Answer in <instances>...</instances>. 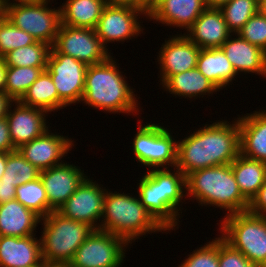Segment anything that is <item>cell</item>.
Listing matches in <instances>:
<instances>
[{"label":"cell","instance_id":"1","mask_svg":"<svg viewBox=\"0 0 266 267\" xmlns=\"http://www.w3.org/2000/svg\"><path fill=\"white\" fill-rule=\"evenodd\" d=\"M204 126L177 141L176 167L185 176L199 169L231 164L240 154L238 119L232 124L218 120Z\"/></svg>","mask_w":266,"mask_h":267},{"label":"cell","instance_id":"2","mask_svg":"<svg viewBox=\"0 0 266 267\" xmlns=\"http://www.w3.org/2000/svg\"><path fill=\"white\" fill-rule=\"evenodd\" d=\"M122 73L112 56L102 63L88 66L81 102L108 113L139 115L137 95Z\"/></svg>","mask_w":266,"mask_h":267},{"label":"cell","instance_id":"3","mask_svg":"<svg viewBox=\"0 0 266 267\" xmlns=\"http://www.w3.org/2000/svg\"><path fill=\"white\" fill-rule=\"evenodd\" d=\"M173 170L149 169L139 180L137 190L141 204L168 233L179 226V211L183 210L179 206L186 196V176L177 167Z\"/></svg>","mask_w":266,"mask_h":267},{"label":"cell","instance_id":"4","mask_svg":"<svg viewBox=\"0 0 266 267\" xmlns=\"http://www.w3.org/2000/svg\"><path fill=\"white\" fill-rule=\"evenodd\" d=\"M99 230L110 232L132 244L140 236L167 230L129 193L107 191Z\"/></svg>","mask_w":266,"mask_h":267},{"label":"cell","instance_id":"5","mask_svg":"<svg viewBox=\"0 0 266 267\" xmlns=\"http://www.w3.org/2000/svg\"><path fill=\"white\" fill-rule=\"evenodd\" d=\"M186 196L201 206H216L225 216L248 211L249 202L241 194L230 164L199 169L186 176Z\"/></svg>","mask_w":266,"mask_h":267},{"label":"cell","instance_id":"6","mask_svg":"<svg viewBox=\"0 0 266 267\" xmlns=\"http://www.w3.org/2000/svg\"><path fill=\"white\" fill-rule=\"evenodd\" d=\"M41 249L44 264L65 265L95 230L88 223L69 219L57 210L42 218Z\"/></svg>","mask_w":266,"mask_h":267},{"label":"cell","instance_id":"7","mask_svg":"<svg viewBox=\"0 0 266 267\" xmlns=\"http://www.w3.org/2000/svg\"><path fill=\"white\" fill-rule=\"evenodd\" d=\"M223 217L219 236L253 264L266 267V216L245 211Z\"/></svg>","mask_w":266,"mask_h":267},{"label":"cell","instance_id":"8","mask_svg":"<svg viewBox=\"0 0 266 267\" xmlns=\"http://www.w3.org/2000/svg\"><path fill=\"white\" fill-rule=\"evenodd\" d=\"M50 0L38 3L4 5V16L14 26L30 34L36 41L53 46L61 26L60 7H48Z\"/></svg>","mask_w":266,"mask_h":267},{"label":"cell","instance_id":"9","mask_svg":"<svg viewBox=\"0 0 266 267\" xmlns=\"http://www.w3.org/2000/svg\"><path fill=\"white\" fill-rule=\"evenodd\" d=\"M141 123L132 143L136 161L151 169L176 167L177 141L172 133L155 123Z\"/></svg>","mask_w":266,"mask_h":267},{"label":"cell","instance_id":"10","mask_svg":"<svg viewBox=\"0 0 266 267\" xmlns=\"http://www.w3.org/2000/svg\"><path fill=\"white\" fill-rule=\"evenodd\" d=\"M87 65L71 56L59 53L53 46L47 58L46 71L58 92V109L81 103Z\"/></svg>","mask_w":266,"mask_h":267},{"label":"cell","instance_id":"11","mask_svg":"<svg viewBox=\"0 0 266 267\" xmlns=\"http://www.w3.org/2000/svg\"><path fill=\"white\" fill-rule=\"evenodd\" d=\"M128 243L110 232L94 230L77 249L70 267H122Z\"/></svg>","mask_w":266,"mask_h":267},{"label":"cell","instance_id":"12","mask_svg":"<svg viewBox=\"0 0 266 267\" xmlns=\"http://www.w3.org/2000/svg\"><path fill=\"white\" fill-rule=\"evenodd\" d=\"M53 47L59 53L71 56L87 66L102 63L111 56L92 28L61 24Z\"/></svg>","mask_w":266,"mask_h":267},{"label":"cell","instance_id":"13","mask_svg":"<svg viewBox=\"0 0 266 267\" xmlns=\"http://www.w3.org/2000/svg\"><path fill=\"white\" fill-rule=\"evenodd\" d=\"M102 186L87 177L57 211L69 219L88 223L99 230L106 194V188Z\"/></svg>","mask_w":266,"mask_h":267},{"label":"cell","instance_id":"14","mask_svg":"<svg viewBox=\"0 0 266 267\" xmlns=\"http://www.w3.org/2000/svg\"><path fill=\"white\" fill-rule=\"evenodd\" d=\"M141 15L146 16L143 11L131 7L106 5L95 28L96 34L106 48L110 42L124 43L137 38L144 30L138 19Z\"/></svg>","mask_w":266,"mask_h":267},{"label":"cell","instance_id":"15","mask_svg":"<svg viewBox=\"0 0 266 267\" xmlns=\"http://www.w3.org/2000/svg\"><path fill=\"white\" fill-rule=\"evenodd\" d=\"M39 177L48 198V214L62 206L87 178L84 170L67 162L40 171Z\"/></svg>","mask_w":266,"mask_h":267},{"label":"cell","instance_id":"16","mask_svg":"<svg viewBox=\"0 0 266 267\" xmlns=\"http://www.w3.org/2000/svg\"><path fill=\"white\" fill-rule=\"evenodd\" d=\"M200 48L184 34L171 36L161 45L157 61L160 67V85L171 75L197 67ZM162 81V82H161Z\"/></svg>","mask_w":266,"mask_h":267},{"label":"cell","instance_id":"17","mask_svg":"<svg viewBox=\"0 0 266 267\" xmlns=\"http://www.w3.org/2000/svg\"><path fill=\"white\" fill-rule=\"evenodd\" d=\"M73 140L52 133L48 129L43 135L23 144L18 151L40 171L63 164V157L73 148Z\"/></svg>","mask_w":266,"mask_h":267},{"label":"cell","instance_id":"18","mask_svg":"<svg viewBox=\"0 0 266 267\" xmlns=\"http://www.w3.org/2000/svg\"><path fill=\"white\" fill-rule=\"evenodd\" d=\"M46 114L50 113L40 108L25 106L19 101H14L10 105L6 119L10 137L16 149L40 137L48 130Z\"/></svg>","mask_w":266,"mask_h":267},{"label":"cell","instance_id":"19","mask_svg":"<svg viewBox=\"0 0 266 267\" xmlns=\"http://www.w3.org/2000/svg\"><path fill=\"white\" fill-rule=\"evenodd\" d=\"M206 8L204 0H150L147 19L187 31Z\"/></svg>","mask_w":266,"mask_h":267},{"label":"cell","instance_id":"20","mask_svg":"<svg viewBox=\"0 0 266 267\" xmlns=\"http://www.w3.org/2000/svg\"><path fill=\"white\" fill-rule=\"evenodd\" d=\"M186 33L184 35L200 49L220 48L233 35L217 8H206Z\"/></svg>","mask_w":266,"mask_h":267},{"label":"cell","instance_id":"21","mask_svg":"<svg viewBox=\"0 0 266 267\" xmlns=\"http://www.w3.org/2000/svg\"><path fill=\"white\" fill-rule=\"evenodd\" d=\"M0 236V267H41V238Z\"/></svg>","mask_w":266,"mask_h":267},{"label":"cell","instance_id":"22","mask_svg":"<svg viewBox=\"0 0 266 267\" xmlns=\"http://www.w3.org/2000/svg\"><path fill=\"white\" fill-rule=\"evenodd\" d=\"M236 38L227 39L220 47L231 63L235 72L255 73L266 77V52L258 46L249 43L241 38L238 34Z\"/></svg>","mask_w":266,"mask_h":267},{"label":"cell","instance_id":"23","mask_svg":"<svg viewBox=\"0 0 266 267\" xmlns=\"http://www.w3.org/2000/svg\"><path fill=\"white\" fill-rule=\"evenodd\" d=\"M238 117L240 154L266 163V110Z\"/></svg>","mask_w":266,"mask_h":267},{"label":"cell","instance_id":"24","mask_svg":"<svg viewBox=\"0 0 266 267\" xmlns=\"http://www.w3.org/2000/svg\"><path fill=\"white\" fill-rule=\"evenodd\" d=\"M41 217L16 199L0 204V236L25 237L35 235Z\"/></svg>","mask_w":266,"mask_h":267},{"label":"cell","instance_id":"25","mask_svg":"<svg viewBox=\"0 0 266 267\" xmlns=\"http://www.w3.org/2000/svg\"><path fill=\"white\" fill-rule=\"evenodd\" d=\"M230 165L241 194L250 203L266 181V163L239 154Z\"/></svg>","mask_w":266,"mask_h":267},{"label":"cell","instance_id":"26","mask_svg":"<svg viewBox=\"0 0 266 267\" xmlns=\"http://www.w3.org/2000/svg\"><path fill=\"white\" fill-rule=\"evenodd\" d=\"M164 91L174 94L175 97L197 99L203 95H210L220 91L198 69L193 68L182 73L171 75L163 84ZM177 95V96H176ZM197 97V98H196Z\"/></svg>","mask_w":266,"mask_h":267},{"label":"cell","instance_id":"27","mask_svg":"<svg viewBox=\"0 0 266 267\" xmlns=\"http://www.w3.org/2000/svg\"><path fill=\"white\" fill-rule=\"evenodd\" d=\"M197 69L219 90L233 83L232 80L237 76L221 48L201 49L197 58Z\"/></svg>","mask_w":266,"mask_h":267},{"label":"cell","instance_id":"28","mask_svg":"<svg viewBox=\"0 0 266 267\" xmlns=\"http://www.w3.org/2000/svg\"><path fill=\"white\" fill-rule=\"evenodd\" d=\"M105 6L104 0H66L60 6L61 24L95 29Z\"/></svg>","mask_w":266,"mask_h":267},{"label":"cell","instance_id":"29","mask_svg":"<svg viewBox=\"0 0 266 267\" xmlns=\"http://www.w3.org/2000/svg\"><path fill=\"white\" fill-rule=\"evenodd\" d=\"M19 102L25 106L40 108L50 113L58 110V92L46 70L27 89Z\"/></svg>","mask_w":266,"mask_h":267},{"label":"cell","instance_id":"30","mask_svg":"<svg viewBox=\"0 0 266 267\" xmlns=\"http://www.w3.org/2000/svg\"><path fill=\"white\" fill-rule=\"evenodd\" d=\"M51 46L47 43H35L9 51L2 58L7 67H47V58Z\"/></svg>","mask_w":266,"mask_h":267},{"label":"cell","instance_id":"31","mask_svg":"<svg viewBox=\"0 0 266 267\" xmlns=\"http://www.w3.org/2000/svg\"><path fill=\"white\" fill-rule=\"evenodd\" d=\"M40 170L28 162L17 150L7 152L6 169L0 182H8L16 187L39 178Z\"/></svg>","mask_w":266,"mask_h":267},{"label":"cell","instance_id":"32","mask_svg":"<svg viewBox=\"0 0 266 267\" xmlns=\"http://www.w3.org/2000/svg\"><path fill=\"white\" fill-rule=\"evenodd\" d=\"M47 67H7L5 92L19 101Z\"/></svg>","mask_w":266,"mask_h":267},{"label":"cell","instance_id":"33","mask_svg":"<svg viewBox=\"0 0 266 267\" xmlns=\"http://www.w3.org/2000/svg\"><path fill=\"white\" fill-rule=\"evenodd\" d=\"M259 0H231L220 8L228 29L237 34L258 13Z\"/></svg>","mask_w":266,"mask_h":267},{"label":"cell","instance_id":"34","mask_svg":"<svg viewBox=\"0 0 266 267\" xmlns=\"http://www.w3.org/2000/svg\"><path fill=\"white\" fill-rule=\"evenodd\" d=\"M16 200L41 218L48 215V198L40 177L16 187Z\"/></svg>","mask_w":266,"mask_h":267},{"label":"cell","instance_id":"35","mask_svg":"<svg viewBox=\"0 0 266 267\" xmlns=\"http://www.w3.org/2000/svg\"><path fill=\"white\" fill-rule=\"evenodd\" d=\"M36 40L27 32L14 26L5 16L0 19V57L9 51L35 43Z\"/></svg>","mask_w":266,"mask_h":267},{"label":"cell","instance_id":"36","mask_svg":"<svg viewBox=\"0 0 266 267\" xmlns=\"http://www.w3.org/2000/svg\"><path fill=\"white\" fill-rule=\"evenodd\" d=\"M178 267H219L218 237L193 250Z\"/></svg>","mask_w":266,"mask_h":267},{"label":"cell","instance_id":"37","mask_svg":"<svg viewBox=\"0 0 266 267\" xmlns=\"http://www.w3.org/2000/svg\"><path fill=\"white\" fill-rule=\"evenodd\" d=\"M237 34L266 52V16L253 15Z\"/></svg>","mask_w":266,"mask_h":267},{"label":"cell","instance_id":"38","mask_svg":"<svg viewBox=\"0 0 266 267\" xmlns=\"http://www.w3.org/2000/svg\"><path fill=\"white\" fill-rule=\"evenodd\" d=\"M219 267H259L247 259L240 251L234 249L221 236L218 237Z\"/></svg>","mask_w":266,"mask_h":267},{"label":"cell","instance_id":"39","mask_svg":"<svg viewBox=\"0 0 266 267\" xmlns=\"http://www.w3.org/2000/svg\"><path fill=\"white\" fill-rule=\"evenodd\" d=\"M248 211L256 215L266 216V181L249 203Z\"/></svg>","mask_w":266,"mask_h":267},{"label":"cell","instance_id":"40","mask_svg":"<svg viewBox=\"0 0 266 267\" xmlns=\"http://www.w3.org/2000/svg\"><path fill=\"white\" fill-rule=\"evenodd\" d=\"M17 150L10 137L9 124L6 117L0 119V152Z\"/></svg>","mask_w":266,"mask_h":267},{"label":"cell","instance_id":"41","mask_svg":"<svg viewBox=\"0 0 266 267\" xmlns=\"http://www.w3.org/2000/svg\"><path fill=\"white\" fill-rule=\"evenodd\" d=\"M108 6H127L137 10H141L146 14L149 13V1L148 0H104Z\"/></svg>","mask_w":266,"mask_h":267},{"label":"cell","instance_id":"42","mask_svg":"<svg viewBox=\"0 0 266 267\" xmlns=\"http://www.w3.org/2000/svg\"><path fill=\"white\" fill-rule=\"evenodd\" d=\"M16 199V186L8 182H0V204Z\"/></svg>","mask_w":266,"mask_h":267},{"label":"cell","instance_id":"43","mask_svg":"<svg viewBox=\"0 0 266 267\" xmlns=\"http://www.w3.org/2000/svg\"><path fill=\"white\" fill-rule=\"evenodd\" d=\"M13 102L6 92H0V119L7 116L9 107Z\"/></svg>","mask_w":266,"mask_h":267},{"label":"cell","instance_id":"44","mask_svg":"<svg viewBox=\"0 0 266 267\" xmlns=\"http://www.w3.org/2000/svg\"><path fill=\"white\" fill-rule=\"evenodd\" d=\"M7 66L2 57H0V92H5Z\"/></svg>","mask_w":266,"mask_h":267},{"label":"cell","instance_id":"45","mask_svg":"<svg viewBox=\"0 0 266 267\" xmlns=\"http://www.w3.org/2000/svg\"><path fill=\"white\" fill-rule=\"evenodd\" d=\"M229 1H231V0H204V3H205L207 8L220 9L222 6H224Z\"/></svg>","mask_w":266,"mask_h":267},{"label":"cell","instance_id":"46","mask_svg":"<svg viewBox=\"0 0 266 267\" xmlns=\"http://www.w3.org/2000/svg\"><path fill=\"white\" fill-rule=\"evenodd\" d=\"M7 152H0V178L3 176L6 169Z\"/></svg>","mask_w":266,"mask_h":267},{"label":"cell","instance_id":"47","mask_svg":"<svg viewBox=\"0 0 266 267\" xmlns=\"http://www.w3.org/2000/svg\"><path fill=\"white\" fill-rule=\"evenodd\" d=\"M16 1V2H15ZM46 0H13V2H11L10 0H2L3 6L6 4H18V3H38V2H43Z\"/></svg>","mask_w":266,"mask_h":267},{"label":"cell","instance_id":"48","mask_svg":"<svg viewBox=\"0 0 266 267\" xmlns=\"http://www.w3.org/2000/svg\"><path fill=\"white\" fill-rule=\"evenodd\" d=\"M258 12L266 16V0H259Z\"/></svg>","mask_w":266,"mask_h":267},{"label":"cell","instance_id":"49","mask_svg":"<svg viewBox=\"0 0 266 267\" xmlns=\"http://www.w3.org/2000/svg\"><path fill=\"white\" fill-rule=\"evenodd\" d=\"M4 16V6L2 0H0V19Z\"/></svg>","mask_w":266,"mask_h":267},{"label":"cell","instance_id":"50","mask_svg":"<svg viewBox=\"0 0 266 267\" xmlns=\"http://www.w3.org/2000/svg\"><path fill=\"white\" fill-rule=\"evenodd\" d=\"M41 267H64V265L43 264Z\"/></svg>","mask_w":266,"mask_h":267}]
</instances>
